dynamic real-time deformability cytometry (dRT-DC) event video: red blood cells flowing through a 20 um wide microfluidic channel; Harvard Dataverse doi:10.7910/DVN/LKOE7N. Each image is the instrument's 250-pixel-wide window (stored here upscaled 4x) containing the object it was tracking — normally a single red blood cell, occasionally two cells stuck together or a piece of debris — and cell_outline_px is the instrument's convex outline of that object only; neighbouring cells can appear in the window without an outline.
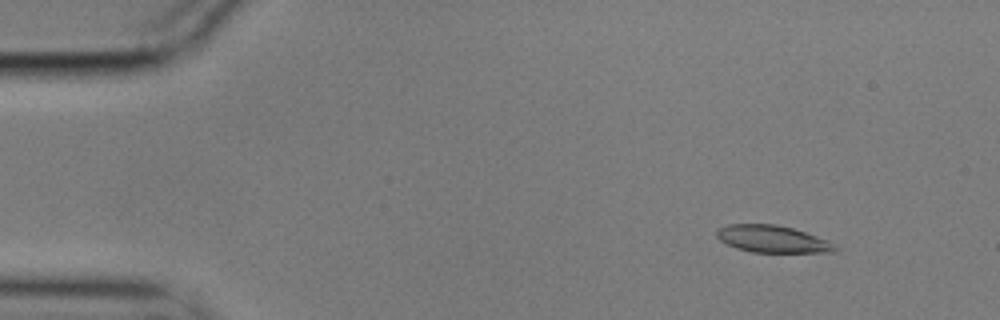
{"species": "common noctule bat (a hibernating species)", "species_latin": "Nyctalus noctula", "temperature_condition": "cold", "stored_images_in_passage": 13, "camera_frame_rate_fps": 3000, "um_per_image_px": 0.085, "animal": {"sex": "male", "body_mass_g": 17.9}, "frame": {"image": 1, "passage_image": 6, "time_ms": 1.667, "image_size_px": [1000, 320], "cell_outline_px": [[840, 248], [836, 252], [752, 252], [736, 248], [720, 240], [716, 236], [716, 228], [728, 224], [776, 224], [792, 228], [828, 240]], "centroid_in_image_um": [65.65, 20.31], "position_along_channel_um": 19.3, "area_um2": 18.73}}